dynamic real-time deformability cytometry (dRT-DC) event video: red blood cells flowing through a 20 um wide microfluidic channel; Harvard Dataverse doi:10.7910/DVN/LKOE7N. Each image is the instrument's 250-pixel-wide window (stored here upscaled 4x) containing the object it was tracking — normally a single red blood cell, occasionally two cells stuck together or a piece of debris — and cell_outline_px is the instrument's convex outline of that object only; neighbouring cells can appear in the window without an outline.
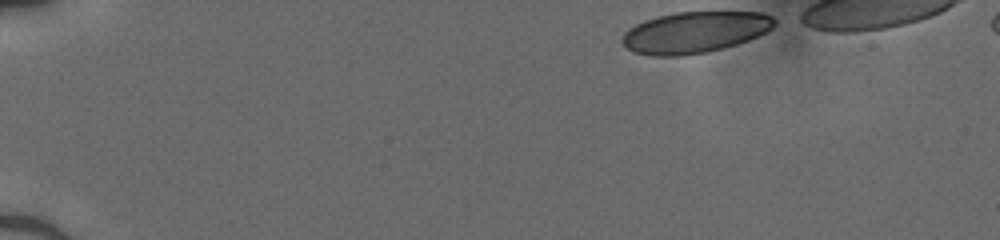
{"species": "human", "species_latin": "Homo sapiens", "temperature_condition": "cold", "stored_images_in_passage": 41, "camera_frame_rate_fps": 3000, "um_per_image_px": 0.085, "donor": {"sex": "male"}, "frame": {"image": 1, "passage_image": 1, "time_ms": 0.0, "image_size_px": [1000, 240], "cell_outline_px": [[776, 24], [772, 28], [748, 40], [736, 44], [708, 52], [680, 56], [652, 56], [636, 52], [628, 48], [620, 40], [624, 32], [628, 28], [644, 20], [656, 16], [676, 12], [760, 12], [772, 16], [776, 20]], "centroid_in_image_um": [59.03, 2.74], "position_along_channel_um": 26.0, "area_um2": 36.65}}
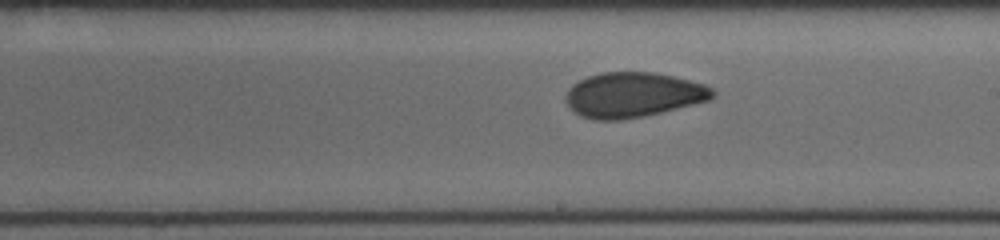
{"frame": {"image": 2, "passage_image": 24, "time_ms": 7.667, "image_size_px": [1000, 240], "cell_outline_px": [[716, 96], [708, 100], [660, 112], [620, 120], [592, 120], [580, 116], [568, 104], [564, 96], [568, 88], [572, 84], [588, 76], [600, 72], [652, 72], [672, 76], [704, 84], [712, 88], [716, 92]], "centroid_in_image_um": [53.78, 8.05], "position_along_channel_um": 235.2, "area_um2": 38.26}}
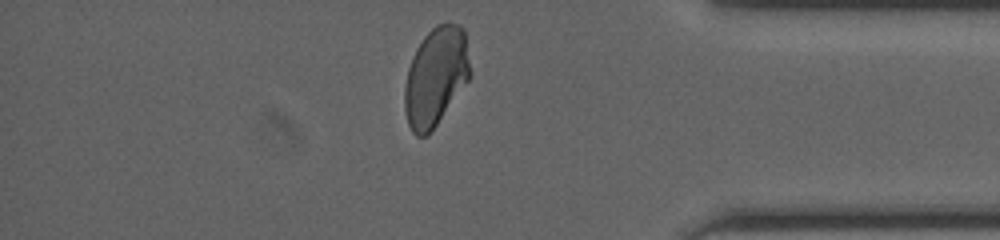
{"frame": {"image": 3, "passage_image": 37, "time_ms": 12.0, "image_size_px": [1000, 240], "cell_outline_px": [[472, 72], [468, 80], [428, 136], [416, 136], [412, 132], [408, 124], [404, 108], [404, 84], [408, 68], [412, 56], [416, 48], [424, 36], [436, 24], [460, 24], [464, 28]], "centroid_in_image_um": [37.03, 6.51], "position_along_channel_um": 398.2, "area_um2": 37.8}}